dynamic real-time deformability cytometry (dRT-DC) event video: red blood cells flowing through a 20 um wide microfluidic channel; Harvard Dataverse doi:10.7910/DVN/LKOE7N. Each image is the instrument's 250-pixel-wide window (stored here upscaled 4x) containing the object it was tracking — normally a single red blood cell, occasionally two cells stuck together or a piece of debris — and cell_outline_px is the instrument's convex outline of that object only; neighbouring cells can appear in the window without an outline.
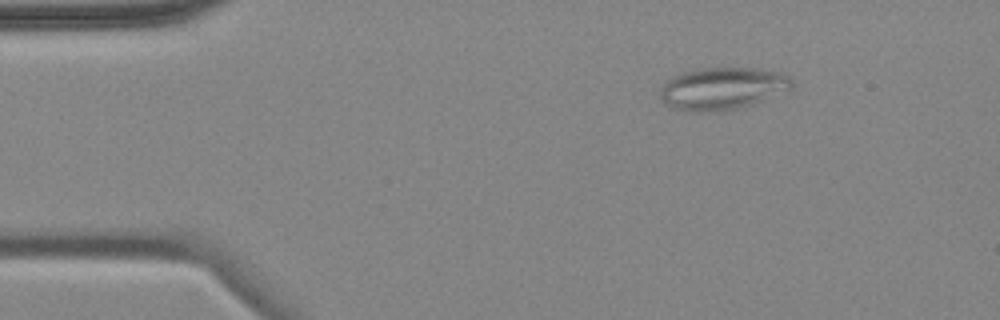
{"species": "common noctule bat (a hibernating species)", "species_latin": "Nyctalus noctula", "temperature_condition": "cold", "stored_images_in_passage": 6, "camera_frame_rate_fps": 3000, "um_per_image_px": 0.085, "animal": {"sex": "female", "body_mass_g": 18.4}, "frame": {"image": 1, "passage_image": 3, "time_ms": 2.333, "image_size_px": [1000, 320], "cell_outline_px": [[792, 88], [752, 104], [736, 108], [708, 112], [692, 112], [672, 108], [660, 96], [660, 88], [672, 76], [684, 72], [700, 68], [756, 68], [784, 72], [792, 80]], "centroid_in_image_um": [61.4, 7.51], "position_along_channel_um": 23.6, "area_um2": 32.25}}